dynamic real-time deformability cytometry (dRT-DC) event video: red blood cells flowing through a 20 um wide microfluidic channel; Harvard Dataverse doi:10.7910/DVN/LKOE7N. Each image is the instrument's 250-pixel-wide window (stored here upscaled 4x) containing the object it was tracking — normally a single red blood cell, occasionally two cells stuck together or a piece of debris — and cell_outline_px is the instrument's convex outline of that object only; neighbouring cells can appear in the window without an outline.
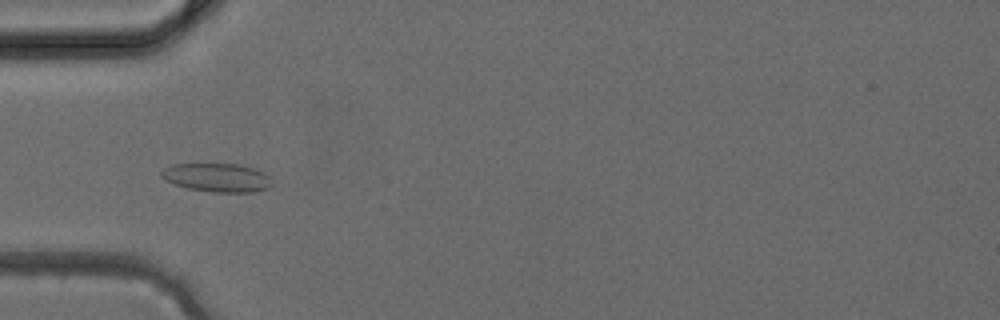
{"species": "common noctule bat (a hibernating species)", "species_latin": "Nyctalus noctula", "temperature_condition": "cold", "stored_images_in_passage": 37, "camera_frame_rate_fps": 3000, "um_per_image_px": 0.085, "animal": {"sex": "female", "body_mass_g": 24.6, "forearm_length_mm": 56.2}, "frame": {"image": 1, "passage_image": 11, "time_ms": 3.333, "image_size_px": [1000, 320], "cell_outline_px": [[272, 184], [268, 188], [252, 192], [212, 192], [188, 188], [164, 180], [160, 176], [160, 172], [164, 168], [172, 164], [240, 164], [264, 172], [268, 176]], "centroid_in_image_um": [18.43, 15.09], "position_along_channel_um": 66.6, "area_um2": 18.38}}
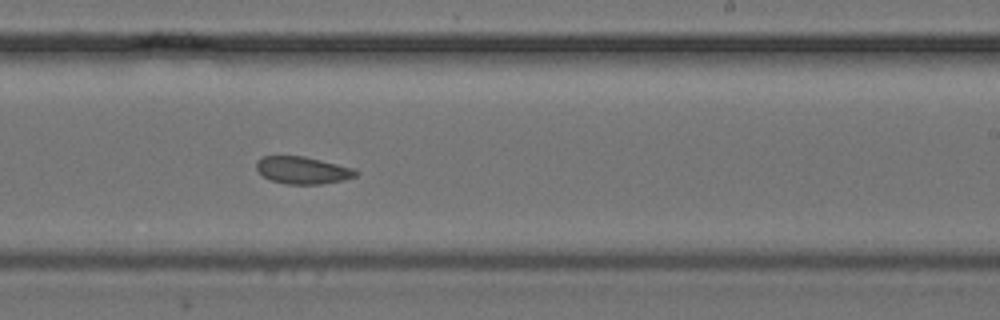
{"frame": {"image": 2, "passage_image": 22, "time_ms": 7.0, "image_size_px": [1000, 320], "cell_outline_px": [[360, 172], [356, 176], [344, 180], [320, 184], [284, 184], [272, 180], [264, 176], [256, 168], [256, 160], [264, 156], [304, 156], [352, 168]], "centroid_in_image_um": [25.72, 14.47], "position_along_channel_um": 263.3, "area_um2": 15.66}}
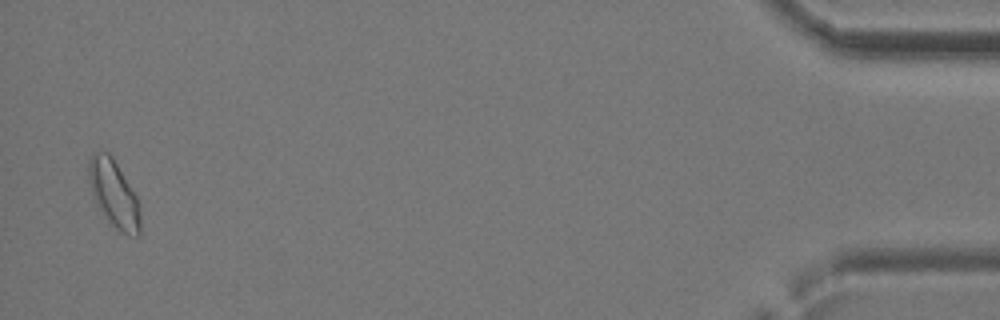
{"frame": {"image": 3, "passage_image": 36, "time_ms": 11.667, "image_size_px": [1000, 320], "cell_outline_px": [[140, 236], [128, 236], [120, 232], [108, 220], [96, 204], [92, 196], [88, 180], [88, 160], [96, 152], [108, 152], [112, 156], [136, 196], [140, 204]], "centroid_in_image_um": [9.68, 16.5], "position_along_channel_um": 425.5, "area_um2": 20.23}}